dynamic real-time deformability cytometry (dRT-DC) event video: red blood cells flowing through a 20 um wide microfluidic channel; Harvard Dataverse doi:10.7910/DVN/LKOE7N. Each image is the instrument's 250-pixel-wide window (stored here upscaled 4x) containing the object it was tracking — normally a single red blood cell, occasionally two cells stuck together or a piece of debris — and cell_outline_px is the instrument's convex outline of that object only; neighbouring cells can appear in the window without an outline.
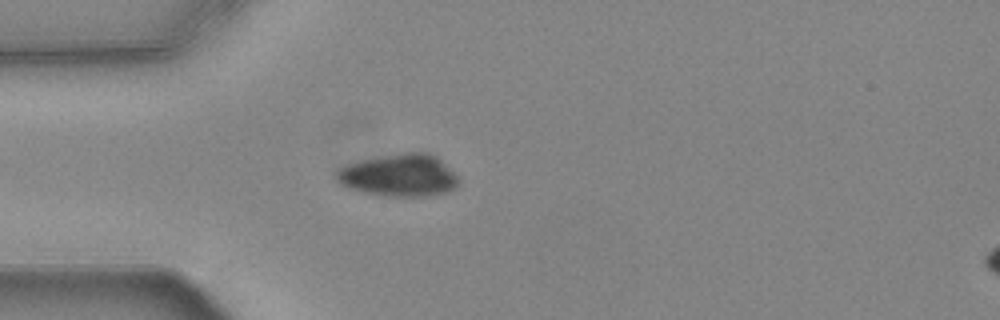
{"species": "common noctule bat (a hibernating species)", "species_latin": "Nyctalus noctula", "temperature_condition": "warm", "stored_images_in_passage": 20, "camera_frame_rate_fps": 3000, "um_per_image_px": 0.085, "animal": {"sex": "female", "body_mass_g": 24.6, "forearm_length_mm": 56.2}, "frame": {"image": 1, "passage_image": 4, "time_ms": 1.0, "image_size_px": [1000, 320], "cell_outline_px": [[460, 184], [456, 188], [444, 192], [424, 196], [384, 196], [364, 192], [348, 188], [340, 184], [336, 180], [336, 172], [340, 168], [364, 160], [404, 152], [428, 152], [436, 156], [460, 180]], "centroid_in_image_um": [33.94, 14.91], "position_along_channel_um": 51.1, "area_um2": 29.71}}
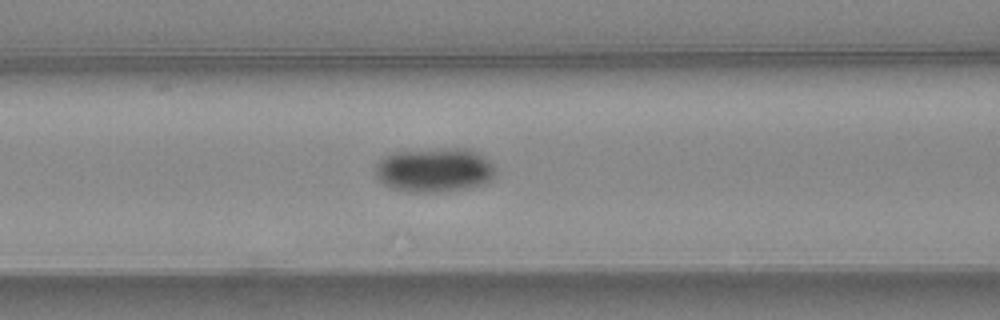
{"frame": {"image": 2, "passage_image": 11, "time_ms": 3.333, "image_size_px": [1000, 320], "cell_outline_px": [[496, 176], [492, 180], [484, 184], [468, 188], [444, 192], [408, 192], [388, 188], [376, 176], [376, 160], [388, 152], [448, 148], [468, 148], [484, 156], [496, 168]], "centroid_in_image_um": [36.91, 14.45], "position_along_channel_um": 129.7, "area_um2": 31.73}}
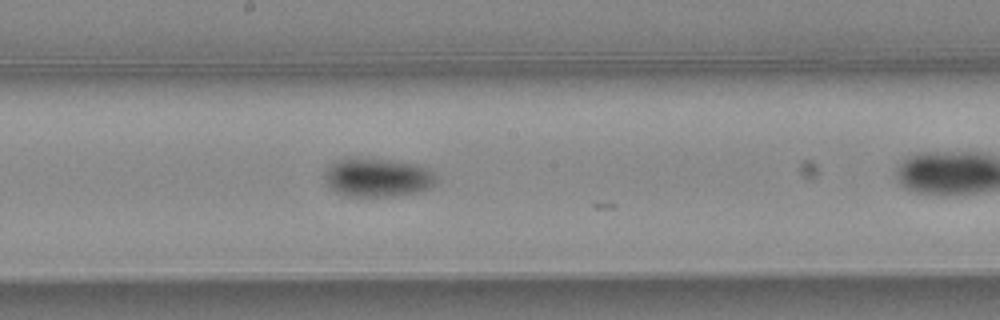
{"frame": {"image": 3, "passage_image": 14, "time_ms": 4.333, "image_size_px": [1000, 320], "cell_outline_px": [[436, 180], [428, 188], [416, 192], [392, 196], [348, 196], [336, 192], [328, 184], [324, 176], [324, 172], [336, 160], [348, 156], [392, 160], [416, 164], [432, 172], [436, 176]], "centroid_in_image_um": [32.04, 15.06], "position_along_channel_um": 216.2, "area_um2": 25.09}}